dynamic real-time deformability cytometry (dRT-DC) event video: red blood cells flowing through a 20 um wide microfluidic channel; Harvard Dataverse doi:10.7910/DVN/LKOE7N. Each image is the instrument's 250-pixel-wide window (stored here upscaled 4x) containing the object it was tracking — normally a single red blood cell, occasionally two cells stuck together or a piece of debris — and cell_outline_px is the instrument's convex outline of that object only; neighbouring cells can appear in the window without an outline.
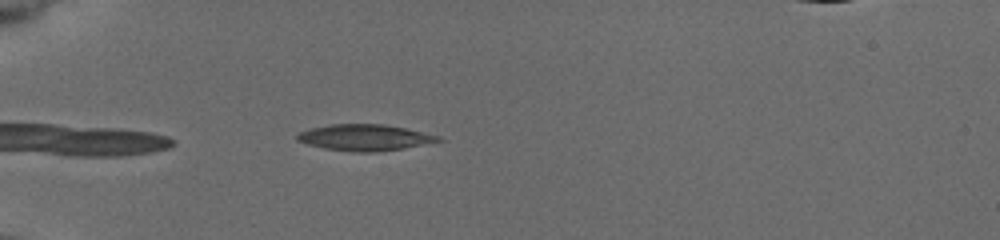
{"species": "common noctule bat (a hibernating species)", "species_latin": "Nyctalus noctula", "temperature_condition": "cold", "stored_images_in_passage": 5, "camera_frame_rate_fps": 3000, "um_per_image_px": 0.085, "animal": {"sex": "female", "body_mass_g": 19.5, "forearm_length_mm": 54.1}, "frame": {"image": 1, "passage_image": 1, "time_ms": 0.0, "image_size_px": [1000, 240], "cell_outline_px": [[444, 140], [404, 148], [376, 152], [352, 152], [324, 148], [308, 144], [296, 140], [296, 136], [300, 132], [312, 128], [332, 124], [384, 124], [404, 128], [440, 136]], "centroid_in_image_um": [31.0, 11.69], "position_along_channel_um": 54.0, "area_um2": 21.39}}
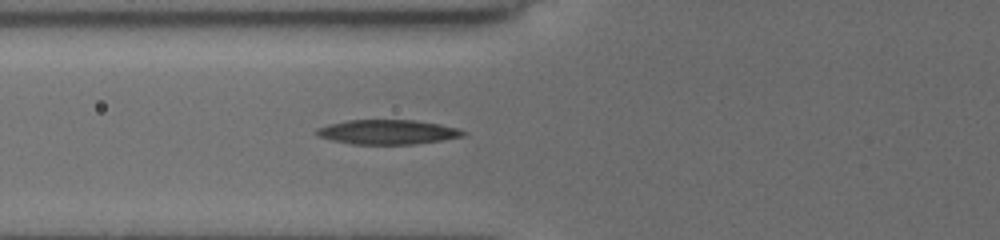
{"frame": {"image": 2, "passage_image": 5, "time_ms": 1.667, "image_size_px": [1000, 240], "cell_outline_px": [[468, 132], [464, 136], [444, 140], [412, 144], [352, 144], [332, 140], [316, 136], [316, 128], [328, 124], [348, 120], [416, 120], [440, 124], [456, 128]], "centroid_in_image_um": [32.94, 11.22], "position_along_channel_um": 92.9, "area_um2": 21.04}}